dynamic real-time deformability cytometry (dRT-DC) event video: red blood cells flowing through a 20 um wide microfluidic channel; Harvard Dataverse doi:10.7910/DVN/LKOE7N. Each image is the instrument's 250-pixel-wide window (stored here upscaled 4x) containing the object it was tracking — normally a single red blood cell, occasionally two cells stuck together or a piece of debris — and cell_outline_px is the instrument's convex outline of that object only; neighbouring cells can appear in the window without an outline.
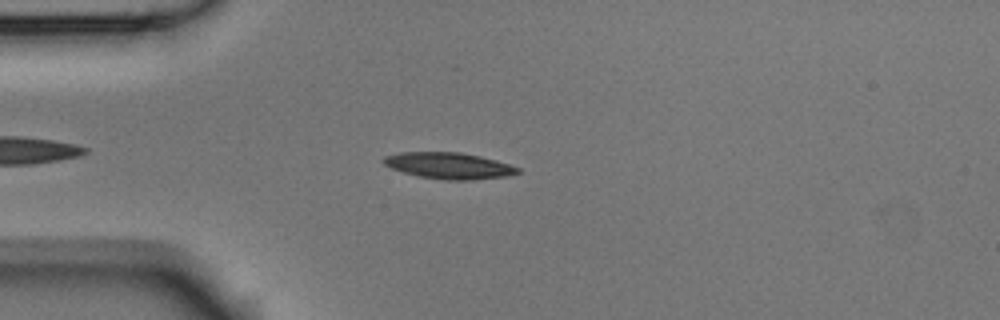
{"species": "Egyptian fruit bat (a non-hibernating species)", "species_latin": "Rousettus aegyptiacus", "temperature_condition": "room temperature", "stored_images_in_passage": 2, "camera_frame_rate_fps": 3000, "um_per_image_px": 0.085, "animal": {"sex": "male"}, "frame": {"image": 1, "passage_image": 1, "time_ms": 0.0, "image_size_px": [1000, 320], "cell_outline_px": [[520, 172], [508, 176], [472, 180], [444, 180], [420, 176], [404, 172], [392, 168], [384, 164], [380, 160], [384, 156], [400, 152], [460, 152], [480, 156], [496, 160], [520, 168]], "centroid_in_image_um": [38.15, 14.08], "position_along_channel_um": 46.8, "area_um2": 20.58}}